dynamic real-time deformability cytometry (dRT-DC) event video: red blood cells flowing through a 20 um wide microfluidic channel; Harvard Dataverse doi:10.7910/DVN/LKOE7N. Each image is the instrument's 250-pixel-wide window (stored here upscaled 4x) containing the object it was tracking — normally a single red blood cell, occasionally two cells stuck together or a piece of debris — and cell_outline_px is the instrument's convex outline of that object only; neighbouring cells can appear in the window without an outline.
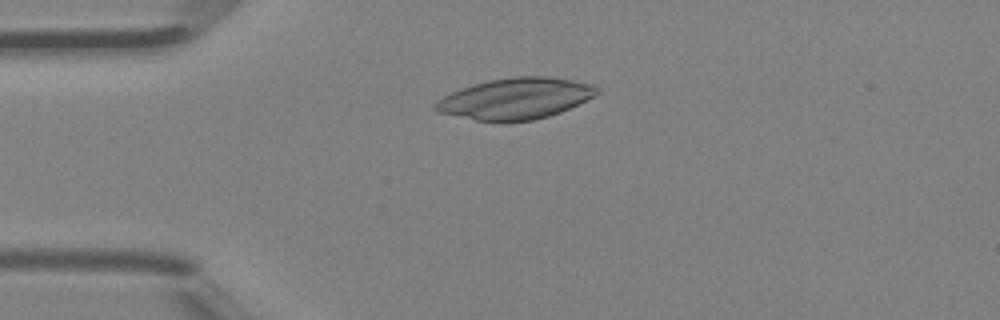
{"species": "Egyptian fruit bat (a non-hibernating species)", "species_latin": "Rousettus aegyptiacus", "temperature_condition": "room temperature", "stored_images_in_passage": 4, "camera_frame_rate_fps": 3000, "um_per_image_px": 0.085, "animal": {"sex": "female"}, "frame": {"image": 1, "passage_image": 4, "time_ms": 1.0, "image_size_px": [1000, 320], "cell_outline_px": [[600, 92], [596, 96], [560, 112], [548, 116], [532, 120], [504, 124], [500, 124], [476, 120], [436, 112], [432, 108], [432, 104], [436, 100], [460, 88], [472, 84], [488, 80], [512, 76], [548, 76], [576, 80], [592, 84], [600, 88]], "centroid_in_image_um": [43.8, 8.39], "position_along_channel_um": 41.2, "area_um2": 39.71}}